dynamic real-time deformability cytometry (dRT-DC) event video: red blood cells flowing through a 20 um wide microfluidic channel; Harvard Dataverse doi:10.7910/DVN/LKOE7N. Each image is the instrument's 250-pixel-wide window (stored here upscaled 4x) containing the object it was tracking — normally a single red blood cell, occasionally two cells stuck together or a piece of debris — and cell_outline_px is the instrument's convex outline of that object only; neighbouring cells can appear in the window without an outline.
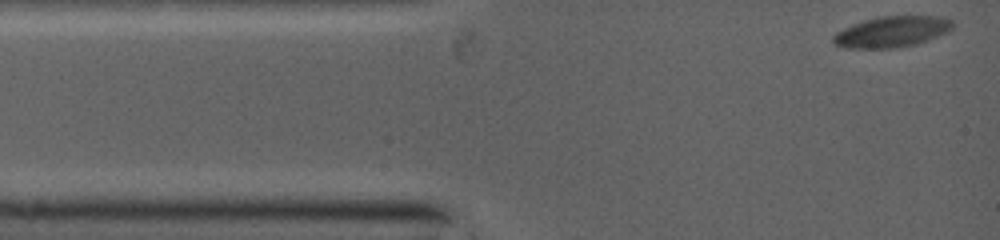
{"species": "common noctule bat (a hibernating species)", "species_latin": "Nyctalus noctula", "temperature_condition": "warm", "stored_images_in_passage": 79, "camera_frame_rate_fps": 5000, "um_per_image_px": 0.085, "animal": {"sex": "female", "body_mass_g": 19.0, "forearm_length_mm": 53.3}, "frame": {"image": 1, "passage_image": 1, "time_ms": 0.0, "image_size_px": [1000, 240], "cell_outline_px": [[952, 28], [936, 36], [916, 44], [888, 48], [844, 48], [836, 44], [832, 40], [832, 36], [856, 24], [868, 20], [884, 16], [936, 16], [952, 20]], "centroid_in_image_um": [75.82, 2.71], "position_along_channel_um": 9.2, "area_um2": 20.63}}
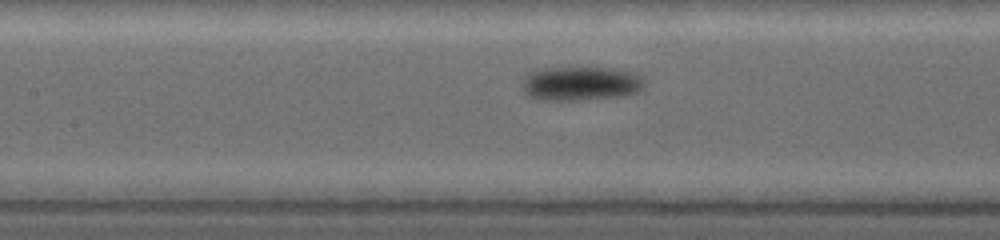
{"frame": {"image": 2, "passage_image": 33, "time_ms": 5.0, "image_size_px": [1000, 240], "cell_outline_px": [[644, 80], [640, 88], [636, 92], [612, 96], [556, 100], [544, 100], [532, 96], [524, 88], [524, 80], [532, 72], [544, 68], [564, 64], [580, 64], [636, 72], [644, 76]], "centroid_in_image_um": [49.39, 6.99], "position_along_channel_um": 158.0, "area_um2": 24.28}}
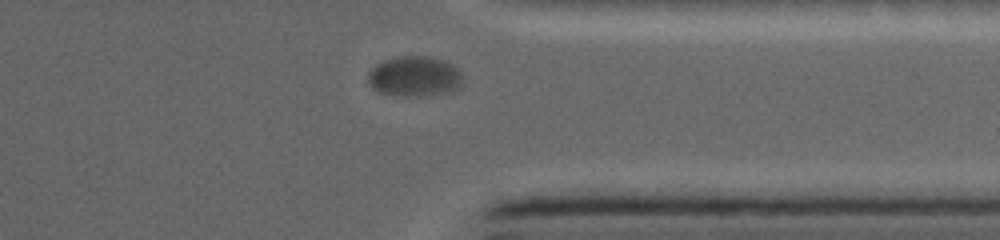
{"frame": {"image": 3, "passage_image": 68, "time_ms": 10.4, "image_size_px": [1000, 240], "cell_outline_px": [[460, 80], [452, 88], [436, 92], [384, 92], [376, 88], [368, 80], [368, 76], [372, 68], [388, 60], [404, 56], [428, 56], [444, 60], [456, 68], [460, 72]], "centroid_in_image_um": [35.21, 6.38], "position_along_channel_um": 376.2, "area_um2": 19.71}}